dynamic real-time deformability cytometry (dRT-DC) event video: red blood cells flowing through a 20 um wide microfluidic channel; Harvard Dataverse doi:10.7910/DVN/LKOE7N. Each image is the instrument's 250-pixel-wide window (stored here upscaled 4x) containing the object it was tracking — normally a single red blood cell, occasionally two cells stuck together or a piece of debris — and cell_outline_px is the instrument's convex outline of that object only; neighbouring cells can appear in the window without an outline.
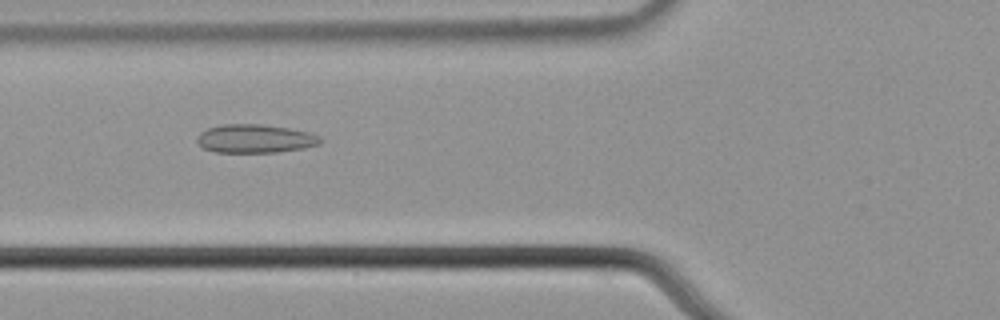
{"species": "common noctule bat (a hibernating species)", "species_latin": "Nyctalus noctula", "temperature_condition": "cold", "stored_images_in_passage": 55, "camera_frame_rate_fps": 3000, "um_per_image_px": 0.085, "animal": {"sex": "male", "body_mass_g": 21.5, "forearm_length_mm": 52.0}, "frame": {"image": 1, "passage_image": 21, "time_ms": 6.667, "image_size_px": [1000, 320], "cell_outline_px": [[324, 140], [320, 144], [304, 148], [276, 152], [216, 152], [204, 148], [196, 140], [196, 136], [200, 132], [208, 128], [220, 124], [260, 124], [288, 128], [312, 132], [320, 136]], "centroid_in_image_um": [21.71, 11.78], "position_along_channel_um": 104.1, "area_um2": 20.63}}
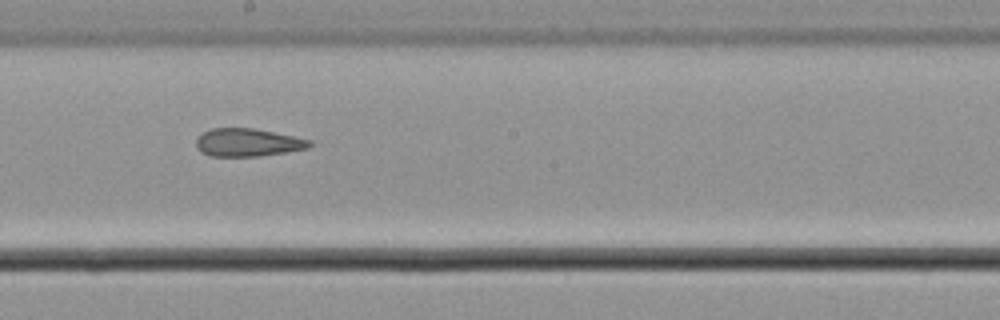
{"frame": {"image": 2, "passage_image": 31, "time_ms": 10.0, "image_size_px": [1000, 320], "cell_outline_px": [[316, 140], [308, 148], [260, 156], [212, 156], [200, 152], [196, 148], [196, 136], [212, 128], [252, 128]], "centroid_in_image_um": [21.07, 12.11], "position_along_channel_um": 227.1, "area_um2": 18.61}}
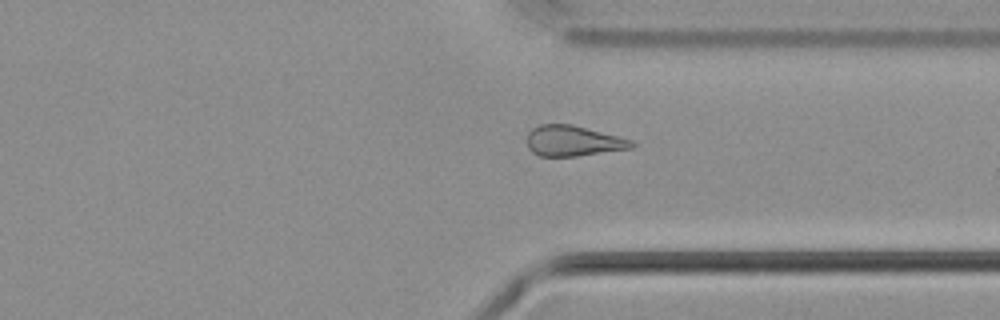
{"frame": {"image": 3, "passage_image": 42, "time_ms": 13.667, "image_size_px": [1000, 320], "cell_outline_px": [[636, 144], [632, 148], [576, 156], [540, 156], [532, 152], [528, 148], [528, 132], [532, 128], [540, 124], [572, 124], [632, 140]], "centroid_in_image_um": [48.7, 11.97], "position_along_channel_um": 362.7, "area_um2": 18.5}, "authors_computed_cell_mechanics": {"area_um2": 20.6346, "velocity_mm_per_s": 3.6888, "shape_relaxation_time_tau1_ms": null, "shape_relaxation_time_tau2_ms": 4.9581, "deformation_change_tau1": null, "deformation_change_tau2": 0.1346}}